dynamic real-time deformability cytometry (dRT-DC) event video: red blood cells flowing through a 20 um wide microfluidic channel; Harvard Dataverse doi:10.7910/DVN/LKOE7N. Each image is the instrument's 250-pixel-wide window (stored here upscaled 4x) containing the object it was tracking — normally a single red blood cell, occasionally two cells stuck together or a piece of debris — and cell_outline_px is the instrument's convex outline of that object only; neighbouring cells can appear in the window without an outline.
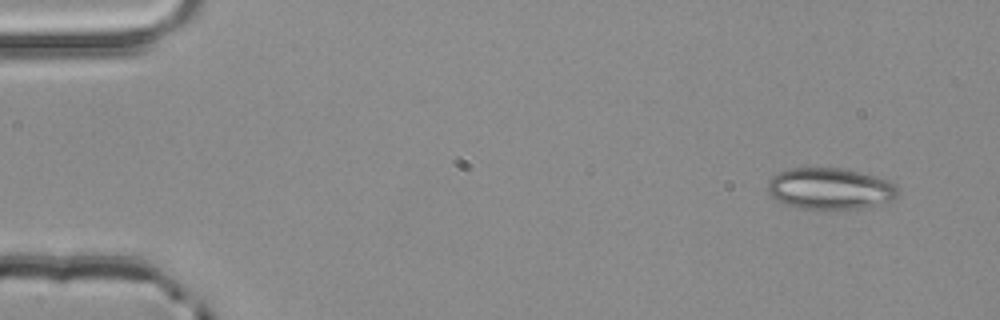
{"species": "common noctule bat (a hibernating species)", "species_latin": "Nyctalus noctula", "temperature_condition": "room temperature", "stored_images_in_passage": 4, "camera_frame_rate_fps": 3000, "um_per_image_px": 0.085, "animal": {"sex": "male", "body_mass_g": 20.4}, "frame": {"image": 1, "passage_image": 1, "time_ms": 0.0, "image_size_px": [1000, 320], "cell_outline_px": [[900, 192], [892, 200], [856, 208], [800, 208], [784, 204], [772, 196], [768, 192], [768, 180], [776, 172], [788, 168], [840, 168], [888, 180], [900, 188]], "centroid_in_image_um": [70.51, 16.01], "position_along_channel_um": 14.5, "area_um2": 30.98}}